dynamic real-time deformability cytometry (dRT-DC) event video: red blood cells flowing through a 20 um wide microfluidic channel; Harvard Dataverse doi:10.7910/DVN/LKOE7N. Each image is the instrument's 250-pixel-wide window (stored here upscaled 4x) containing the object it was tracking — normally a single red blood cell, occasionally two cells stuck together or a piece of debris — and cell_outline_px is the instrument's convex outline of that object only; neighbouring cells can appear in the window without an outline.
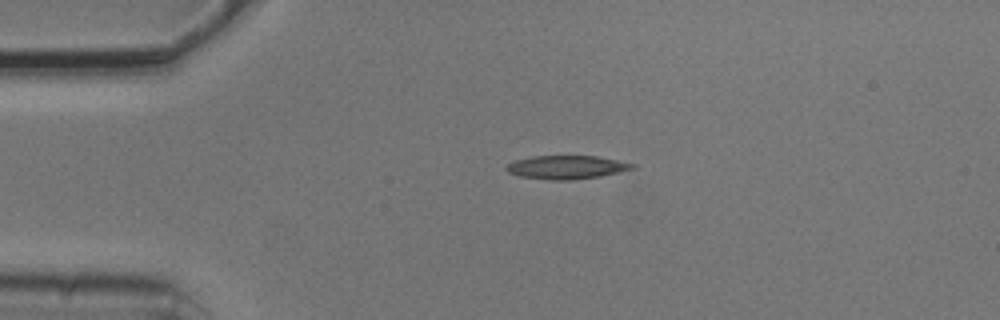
{"species": "common noctule bat (a hibernating species)", "species_latin": "Nyctalus noctula", "temperature_condition": "cold", "stored_images_in_passage": 2, "camera_frame_rate_fps": 3000, "um_per_image_px": 0.085, "animal": {"sex": "male", "body_mass_g": 20.5, "forearm_length_mm": 52.5}, "frame": {"image": 1, "passage_image": 1, "time_ms": 0.0, "image_size_px": [1000, 320], "cell_outline_px": [[636, 168], [600, 176], [572, 180], [548, 180], [520, 176], [508, 172], [504, 168], [508, 164], [516, 160], [532, 156], [596, 156], [636, 164]], "centroid_in_image_um": [48.15, 14.22], "position_along_channel_um": 36.9, "area_um2": 17.17}}